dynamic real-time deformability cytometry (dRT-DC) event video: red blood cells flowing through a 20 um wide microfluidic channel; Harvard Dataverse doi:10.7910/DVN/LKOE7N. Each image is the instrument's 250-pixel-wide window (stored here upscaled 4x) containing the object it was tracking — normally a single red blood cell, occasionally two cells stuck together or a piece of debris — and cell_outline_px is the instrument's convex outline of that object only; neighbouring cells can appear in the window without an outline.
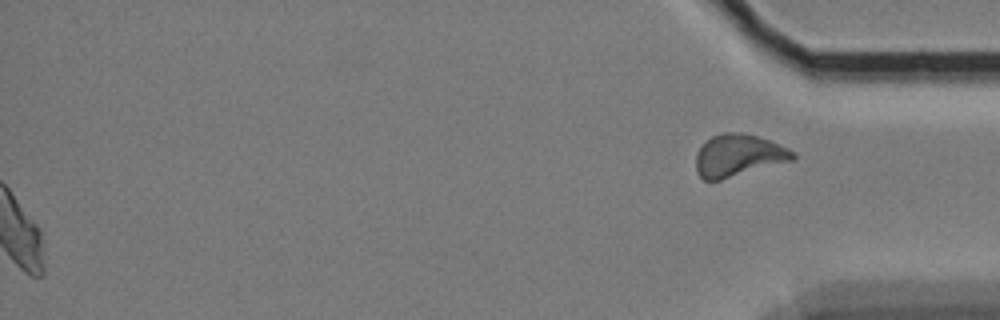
{"species": "Egyptian fruit bat (a non-hibernating species)", "species_latin": "Rousettus aegyptiacus", "temperature_condition": "cold", "stored_images_in_passage": 44, "segment_of_instrument_passage": [2, 2], "camera_frame_rate_fps": 3000, "um_per_image_px": 0.085, "animal": {"sex": "female"}, "frame": {"image": 1, "passage_image": 44, "time_ms": 14.333, "image_size_px": [1000, 320], "cell_outline_px": [[796, 156], [792, 160], [720, 180], [704, 180], [696, 172], [696, 152], [712, 136], [724, 132], [740, 132], [756, 136], [768, 140], [788, 148], [796, 152]], "centroid_in_image_um": [62.75, 13.21], "position_along_channel_um": 372.5, "area_um2": 23.52}}